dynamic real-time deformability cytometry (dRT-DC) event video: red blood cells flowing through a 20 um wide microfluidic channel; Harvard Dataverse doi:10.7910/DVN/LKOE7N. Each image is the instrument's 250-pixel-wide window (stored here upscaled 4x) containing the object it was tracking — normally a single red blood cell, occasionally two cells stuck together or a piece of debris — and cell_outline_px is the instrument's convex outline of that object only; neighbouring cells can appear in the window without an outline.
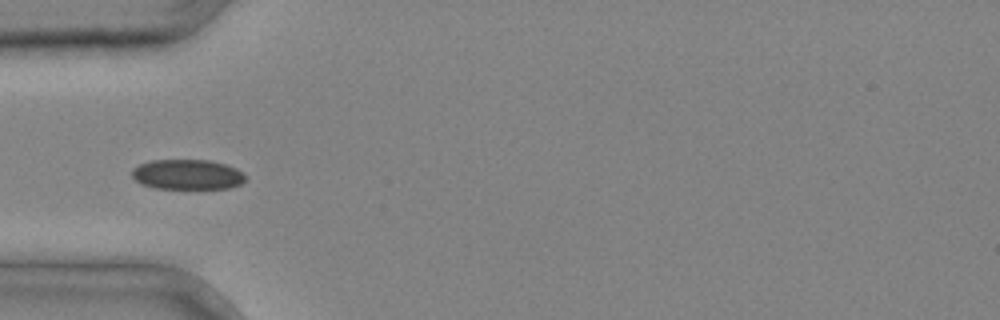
{"species": "common noctule bat (a hibernating species)", "species_latin": "Nyctalus noctula", "temperature_condition": "cold", "stored_images_in_passage": 4, "camera_frame_rate_fps": 3000, "um_per_image_px": 0.085, "animal": {"sex": "male", "body_mass_g": 20.4}, "frame": {"image": 1, "passage_image": 3, "time_ms": 0.667, "image_size_px": [1000, 320], "cell_outline_px": [[248, 176], [240, 184], [228, 188], [156, 188], [140, 184], [132, 176], [132, 168], [140, 164], [152, 160], [208, 160], [224, 164], [236, 168]], "centroid_in_image_um": [15.92, 14.83], "position_along_channel_um": 69.1, "area_um2": 19.83}}